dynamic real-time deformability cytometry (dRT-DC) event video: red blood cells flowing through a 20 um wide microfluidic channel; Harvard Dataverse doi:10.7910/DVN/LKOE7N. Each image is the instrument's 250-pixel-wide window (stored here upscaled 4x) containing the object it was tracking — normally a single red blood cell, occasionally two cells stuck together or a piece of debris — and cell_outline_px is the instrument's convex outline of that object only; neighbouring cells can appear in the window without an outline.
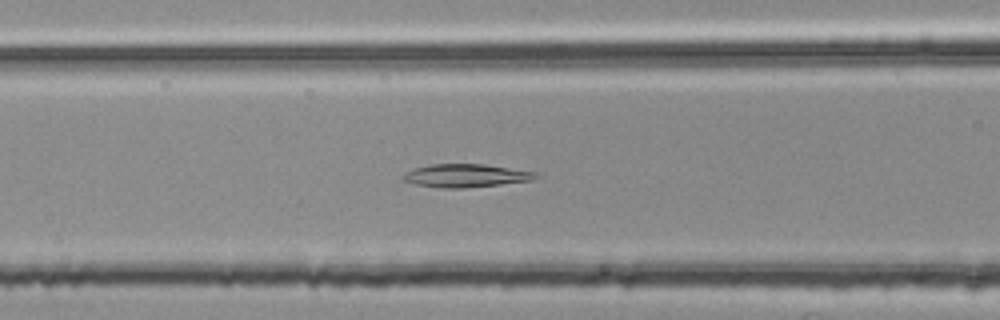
{"species": "common noctule bat (a hibernating species)", "species_latin": "Nyctalus noctula", "temperature_condition": "room temperature", "stored_images_in_passage": 54, "segment_of_instrument_passage": [2, 2], "camera_frame_rate_fps": 3000, "um_per_image_px": 0.085, "animal": {"sex": "female", "body_mass_g": 25.1}, "frame": {"image": 1, "passage_image": 22, "time_ms": 7.0, "image_size_px": [1000, 320], "cell_outline_px": [[540, 176], [532, 180], [500, 184], [464, 188], [440, 188], [416, 184], [404, 180], [404, 172], [416, 168], [432, 164], [484, 164], [540, 172]], "centroid_in_image_um": [39.67, 14.92], "position_along_channel_um": 126.9, "area_um2": 17.86}}
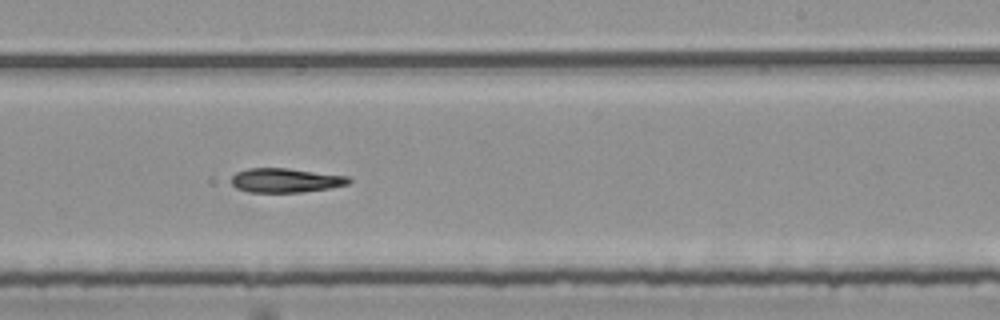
{"frame": {"image": 2, "passage_image": 33, "time_ms": 10.667, "image_size_px": [1000, 320], "cell_outline_px": [[352, 180], [348, 184], [328, 188], [304, 192], [248, 192], [236, 188], [232, 184], [232, 176], [236, 172], [248, 168], [288, 168], [348, 176]], "centroid_in_image_um": [24.26, 15.32], "position_along_channel_um": 264.7, "area_um2": 16.59}}
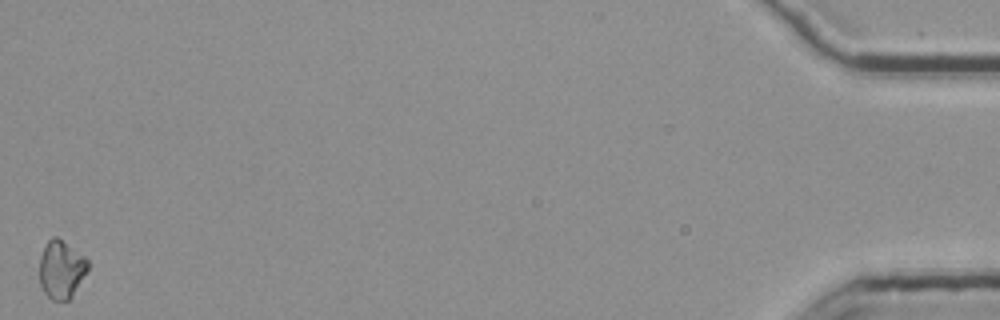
{"frame": {"image": 3, "passage_image": 54, "time_ms": 17.667, "image_size_px": [1000, 320], "cell_outline_px": [[88, 268], [72, 296], [68, 300], [52, 300], [44, 292], [40, 284], [40, 256], [48, 240], [52, 236], [56, 236], [84, 256], [88, 260]], "centroid_in_image_um": [5.19, 22.9], "position_along_channel_um": 430.0, "area_um2": 16.07}}